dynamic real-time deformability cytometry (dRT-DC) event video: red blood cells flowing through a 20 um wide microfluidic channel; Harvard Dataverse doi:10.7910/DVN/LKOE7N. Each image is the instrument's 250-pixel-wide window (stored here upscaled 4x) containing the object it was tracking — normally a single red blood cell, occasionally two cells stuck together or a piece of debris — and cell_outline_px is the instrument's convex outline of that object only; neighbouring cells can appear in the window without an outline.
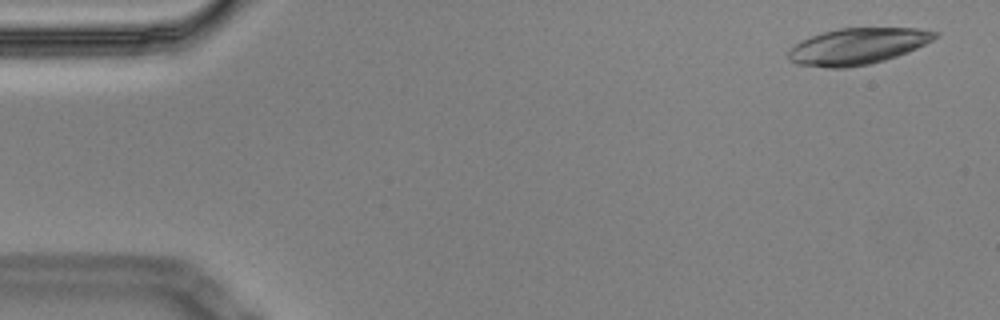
{"species": "Egyptian fruit bat (a non-hibernating species)", "species_latin": "Rousettus aegyptiacus", "temperature_condition": "cold", "stored_images_in_passage": 3, "camera_frame_rate_fps": 3000, "um_per_image_px": 0.085, "animal": {"sex": "male"}, "frame": {"image": 1, "passage_image": 1, "time_ms": 0.0, "image_size_px": [1000, 320], "cell_outline_px": [[940, 36], [908, 52], [884, 60], [868, 64], [844, 68], [828, 68], [796, 64], [788, 60], [788, 52], [800, 40], [824, 32], [840, 28], [920, 28], [940, 32]], "centroid_in_image_um": [72.91, 3.93], "position_along_channel_um": 12.1, "area_um2": 30.98}}